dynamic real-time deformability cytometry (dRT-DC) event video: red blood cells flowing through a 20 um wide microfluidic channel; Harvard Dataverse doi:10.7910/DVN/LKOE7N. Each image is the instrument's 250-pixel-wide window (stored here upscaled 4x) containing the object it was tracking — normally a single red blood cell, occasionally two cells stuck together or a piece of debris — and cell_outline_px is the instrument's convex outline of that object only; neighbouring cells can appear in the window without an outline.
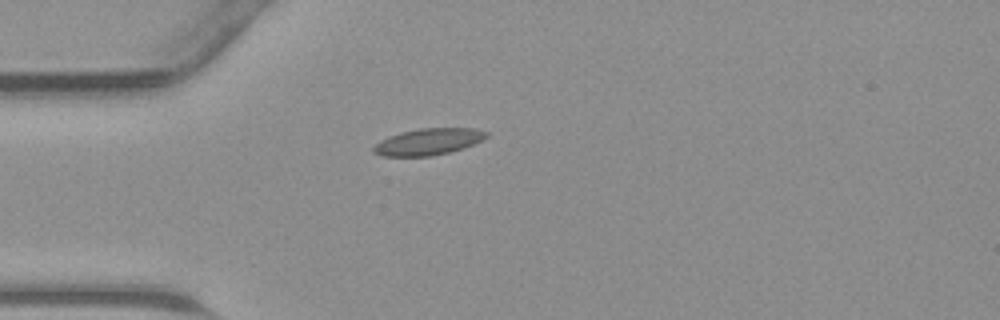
{"species": "common noctule bat (a hibernating species)", "species_latin": "Nyctalus noctula", "temperature_condition": "warm", "stored_images_in_passage": 34, "camera_frame_rate_fps": 3000, "um_per_image_px": 0.085, "animal": {"sex": "male", "body_mass_g": 23.1, "forearm_length_mm": 52.7}, "frame": {"image": 1, "passage_image": 1, "time_ms": 0.0, "image_size_px": [1000, 320], "cell_outline_px": [[488, 136], [464, 148], [448, 152], [428, 156], [384, 156], [372, 152], [372, 148], [380, 140], [388, 136], [400, 132], [420, 128], [476, 128], [488, 132]], "centroid_in_image_um": [36.38, 12.03], "position_along_channel_um": 48.6, "area_um2": 17.4}}
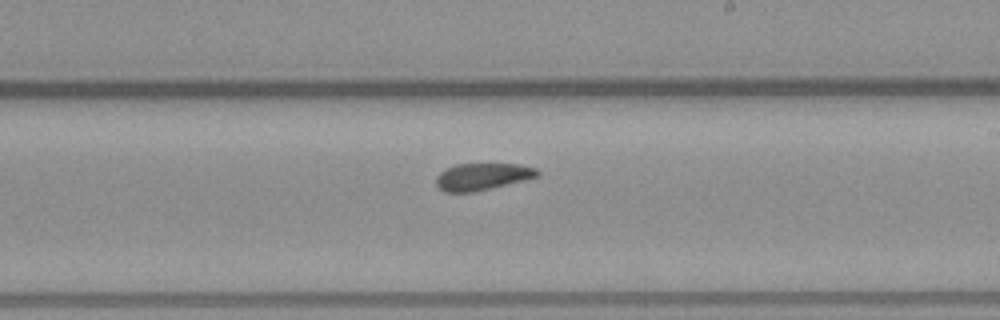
{"frame": {"image": 2, "passage_image": 15, "time_ms": 4.667, "image_size_px": [1000, 320], "cell_outline_px": [[540, 176], [524, 180], [472, 192], [444, 192], [436, 184], [436, 176], [440, 172], [456, 164], [516, 164], [536, 168], [540, 172]], "centroid_in_image_um": [41.0, 15.01], "position_along_channel_um": 248.0, "area_um2": 15.72}}
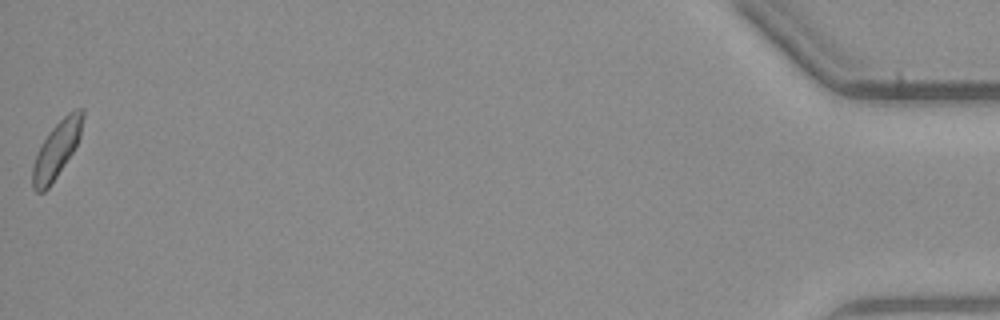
{"frame": {"image": 3, "passage_image": 34, "time_ms": 11.0, "image_size_px": [1000, 320], "cell_outline_px": [[84, 116], [80, 136], [72, 152], [48, 188], [44, 192], [36, 192], [32, 188], [32, 168], [40, 144], [48, 132], [68, 112], [76, 108], [84, 108]], "centroid_in_image_um": [4.8, 12.69], "position_along_channel_um": 430.4, "area_um2": 16.3}}